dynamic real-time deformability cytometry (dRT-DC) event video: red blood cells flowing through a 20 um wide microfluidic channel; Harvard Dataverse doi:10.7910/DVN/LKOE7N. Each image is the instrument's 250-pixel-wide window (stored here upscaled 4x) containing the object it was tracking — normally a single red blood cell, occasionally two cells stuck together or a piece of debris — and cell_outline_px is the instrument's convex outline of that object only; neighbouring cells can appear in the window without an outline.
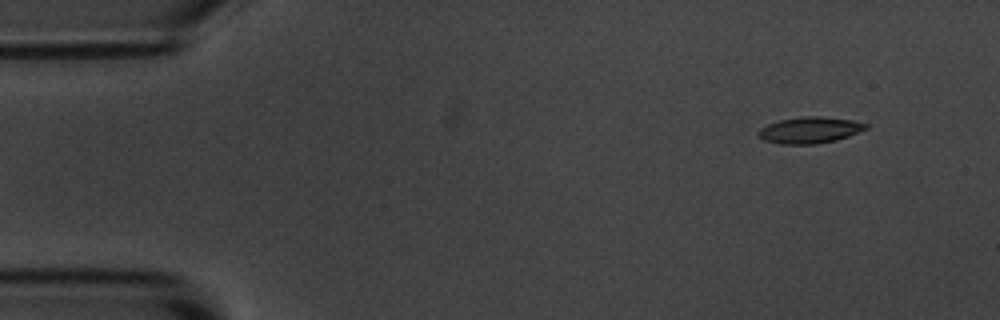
{"species": "common noctule bat (a hibernating species)", "species_latin": "Nyctalus noctula", "temperature_condition": "room temperature", "stored_images_in_passage": 4, "camera_frame_rate_fps": 3000, "um_per_image_px": 0.085, "animal": {"sex": "male", "body_mass_g": 20.1, "forearm_length_mm": 53.5}, "frame": {"image": 1, "passage_image": 4, "time_ms": 3.667, "image_size_px": [1000, 320], "cell_outline_px": [[868, 128], [848, 136], [836, 140], [816, 144], [780, 144], [764, 140], [756, 132], [760, 128], [768, 124], [780, 120], [800, 116], [820, 116], [852, 120], [868, 124]], "centroid_in_image_um": [68.82, 11.05], "position_along_channel_um": 16.2, "area_um2": 16.47}}